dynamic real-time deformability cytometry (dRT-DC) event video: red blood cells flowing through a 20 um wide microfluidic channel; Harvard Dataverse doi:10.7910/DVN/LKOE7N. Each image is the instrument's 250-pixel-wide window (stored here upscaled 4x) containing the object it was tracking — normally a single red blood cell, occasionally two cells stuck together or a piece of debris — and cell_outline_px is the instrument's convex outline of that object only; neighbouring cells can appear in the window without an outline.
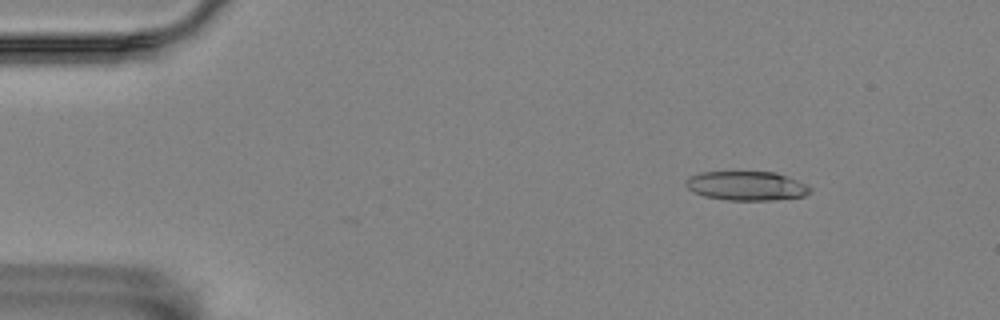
{"species": "Egyptian fruit bat (a non-hibernating species)", "species_latin": "Rousettus aegyptiacus", "temperature_condition": "room temperature", "stored_images_in_passage": 8, "camera_frame_rate_fps": 3000, "um_per_image_px": 0.085, "animal": {"sex": "female"}, "frame": {"image": 1, "passage_image": 1, "time_ms": 0.0, "image_size_px": [1000, 320], "cell_outline_px": [[812, 192], [804, 196], [772, 200], [728, 200], [704, 196], [692, 192], [684, 184], [688, 176], [700, 172], [776, 172], [808, 184], [812, 188]], "centroid_in_image_um": [63.46, 15.79], "position_along_channel_um": 21.5, "area_um2": 21.33}}
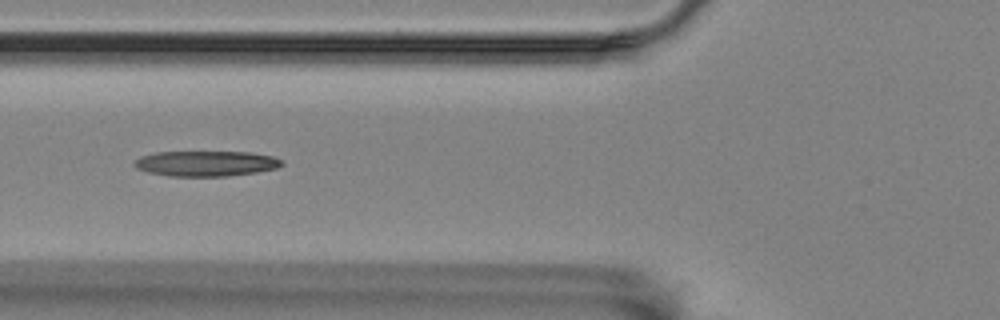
{"frame": {"image": 2, "passage_image": 5, "time_ms": 1.333, "image_size_px": [1000, 320], "cell_outline_px": [[284, 164], [276, 168], [256, 172], [228, 176], [168, 176], [148, 172], [136, 168], [132, 164], [140, 156], [156, 152], [248, 152], [272, 156], [280, 160]], "centroid_in_image_um": [17.47, 13.9], "position_along_channel_um": 108.3, "area_um2": 21.73}}
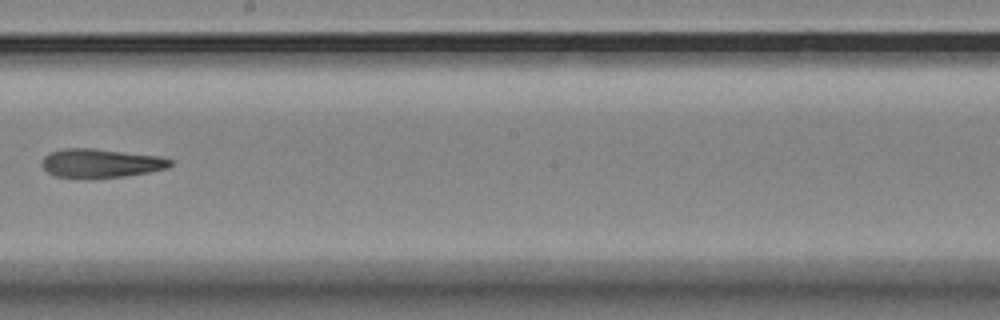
{"frame": {"image": 3, "passage_image": 8, "time_ms": 2.333, "image_size_px": [1000, 320], "cell_outline_px": [[172, 164], [168, 168], [148, 172], [124, 176], [92, 180], [84, 180], [56, 176], [48, 172], [40, 164], [44, 156], [48, 152], [64, 148], [96, 148], [160, 156], [172, 160]], "centroid_in_image_um": [8.52, 13.89], "position_along_channel_um": 239.7, "area_um2": 22.25}}